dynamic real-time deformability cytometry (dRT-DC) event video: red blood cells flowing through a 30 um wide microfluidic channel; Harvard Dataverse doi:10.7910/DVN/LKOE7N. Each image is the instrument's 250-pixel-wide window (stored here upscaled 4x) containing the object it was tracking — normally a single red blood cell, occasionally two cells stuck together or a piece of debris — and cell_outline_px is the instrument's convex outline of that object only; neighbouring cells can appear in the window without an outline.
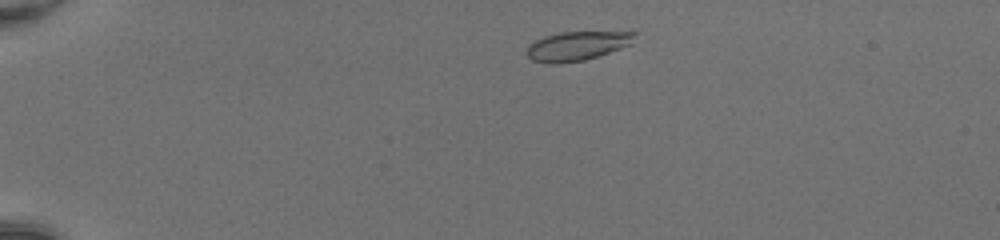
{"species": "common noctule bat (a hibernating species)", "species_latin": "Nyctalus noctula", "temperature_condition": "room temperature", "stored_images_in_passage": 42, "camera_frame_rate_fps": 3000, "um_per_image_px": 0.085, "animal": {"sex": "female", "body_mass_g": 20.0, "forearm_length_mm": 54.0}, "frame": {"image": 1, "passage_image": 3, "time_ms": 0.667, "image_size_px": [1000, 240], "cell_outline_px": [[640, 32], [632, 44], [584, 60], [552, 64], [532, 60], [528, 56], [528, 44], [544, 36], [560, 32]], "centroid_in_image_um": [49.08, 3.89], "position_along_channel_um": 35.9, "area_um2": 18.15}}
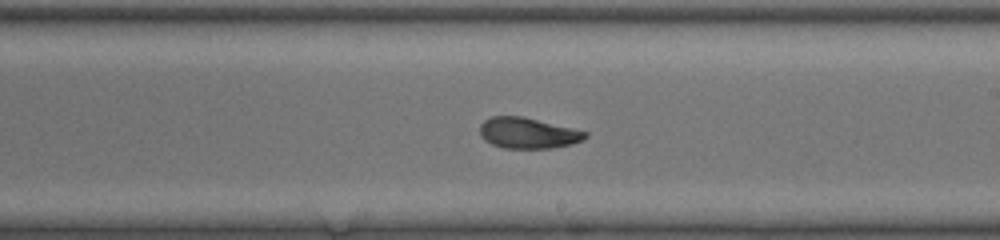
{"frame": {"image": 2, "passage_image": 23, "time_ms": 7.333, "image_size_px": [1000, 240], "cell_outline_px": [[588, 136], [572, 144], [552, 148], [504, 148], [492, 144], [484, 140], [480, 136], [480, 124], [484, 120], [492, 116], [520, 116], [572, 128], [588, 132]], "centroid_in_image_um": [44.84, 11.31], "position_along_channel_um": 244.2, "area_um2": 18.79}}
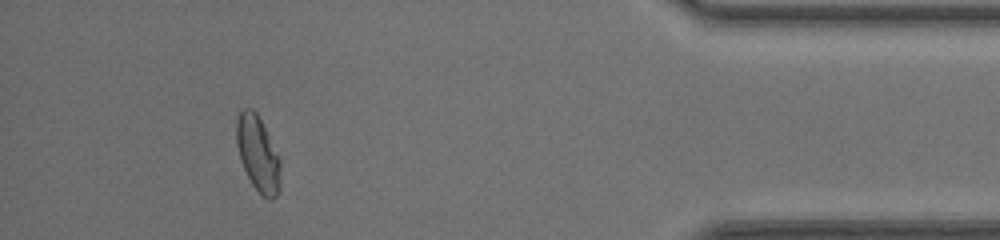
{"frame": {"image": 3, "passage_image": 38, "time_ms": 12.333, "image_size_px": [1000, 240], "cell_outline_px": [[280, 188], [276, 196], [272, 200], [268, 200], [252, 184], [240, 160], [236, 144], [236, 116], [244, 108], [252, 108], [256, 112], [280, 160]], "centroid_in_image_um": [21.9, 13.07], "position_along_channel_um": 413.3, "area_um2": 19.07}, "authors_computed_cell_mechanics": {"area_um2": 18.8428, "velocity_mm_per_s": 4.2443, "shape_relaxation_time_tau1_ms": 9.3433, "shape_relaxation_time_tau2_ms": 3.1303, "deformation_change_tau1": 0.3146, "deformation_change_tau2": 0.0849}}